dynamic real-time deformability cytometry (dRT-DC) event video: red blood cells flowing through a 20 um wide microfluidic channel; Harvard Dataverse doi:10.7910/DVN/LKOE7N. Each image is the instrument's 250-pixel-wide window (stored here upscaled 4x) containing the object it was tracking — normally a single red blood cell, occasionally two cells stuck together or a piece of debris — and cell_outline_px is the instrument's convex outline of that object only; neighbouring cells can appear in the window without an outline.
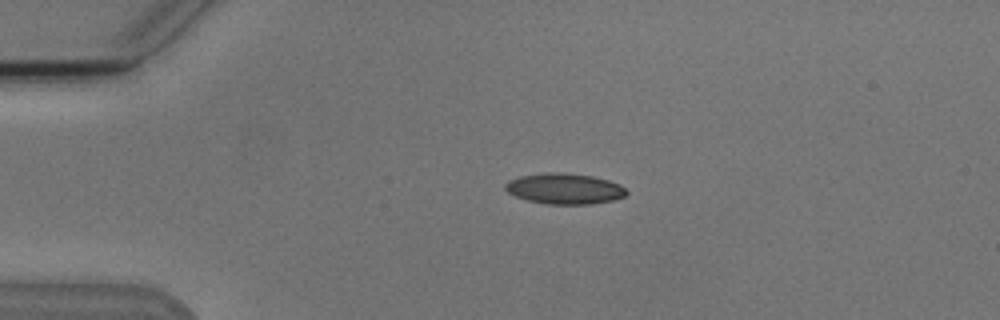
{"species": "Egyptian fruit bat (a non-hibernating species)", "species_latin": "Rousettus aegyptiacus", "temperature_condition": "cold", "stored_images_in_passage": 3, "camera_frame_rate_fps": 3000, "um_per_image_px": 0.085, "animal": {"sex": "male"}, "frame": {"image": 1, "passage_image": 2, "time_ms": 1.0, "image_size_px": [1000, 320], "cell_outline_px": [[628, 192], [624, 196], [612, 200], [592, 204], [548, 204], [528, 200], [516, 196], [508, 192], [504, 188], [504, 184], [508, 180], [520, 176], [548, 172], [564, 172], [592, 176], [608, 180], [620, 184]], "centroid_in_image_um": [47.97, 16.03], "position_along_channel_um": 37.0, "area_um2": 21.68}}